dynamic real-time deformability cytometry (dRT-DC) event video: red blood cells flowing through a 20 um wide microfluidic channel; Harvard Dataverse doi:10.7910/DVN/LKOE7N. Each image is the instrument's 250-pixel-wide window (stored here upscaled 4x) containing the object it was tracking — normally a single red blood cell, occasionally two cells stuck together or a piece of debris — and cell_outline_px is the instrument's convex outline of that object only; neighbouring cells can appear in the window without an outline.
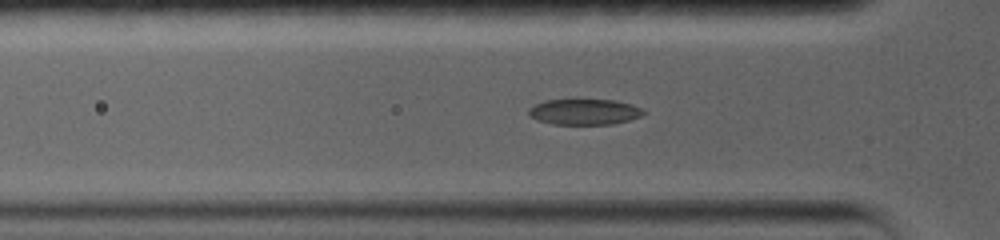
{"species": "common noctule bat (a hibernating species)", "species_latin": "Nyctalus noctula", "temperature_condition": "warm", "stored_images_in_passage": 16, "camera_frame_rate_fps": 5000, "um_per_image_px": 0.085, "animal": {"sex": "female", "body_mass_g": 19.0, "forearm_length_mm": 56.7}, "frame": {"image": 1, "passage_image": 6, "time_ms": 2.8, "image_size_px": [1000, 240], "cell_outline_px": [[648, 112], [640, 116], [628, 120], [612, 124], [552, 124], [536, 120], [528, 116], [528, 108], [544, 100], [616, 100], [632, 104]], "centroid_in_image_um": [49.65, 9.51], "position_along_channel_um": 76.2, "area_um2": 17.28}}
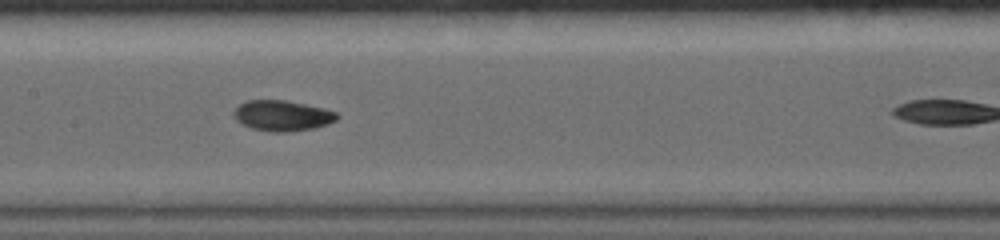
{"frame": {"image": 2, "passage_image": 11, "time_ms": 5.8, "image_size_px": [1000, 240], "cell_outline_px": [[340, 116], [336, 120], [328, 124], [316, 128], [288, 132], [268, 132], [252, 128], [240, 124], [232, 116], [232, 112], [240, 104], [248, 100], [284, 100], [324, 108], [336, 112]], "centroid_in_image_um": [23.98, 9.84], "position_along_channel_um": 183.4, "area_um2": 18.61}}
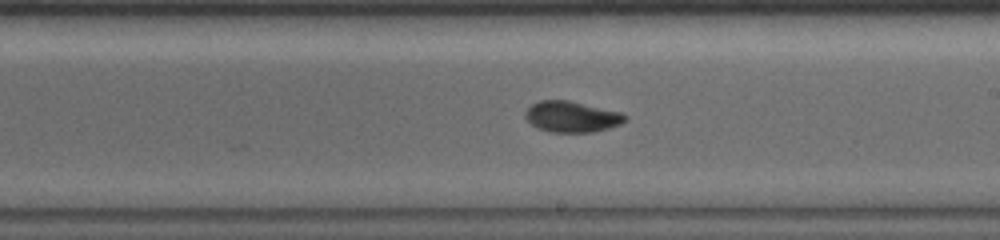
{"frame": {"image": 3, "passage_image": 14, "time_ms": 7.4, "image_size_px": [1000, 240], "cell_outline_px": [[628, 120], [620, 124], [608, 128], [592, 132], [552, 132], [536, 128], [524, 116], [524, 112], [532, 104], [540, 100], [568, 100], [620, 112], [628, 116]], "centroid_in_image_um": [48.6, 9.92], "position_along_channel_um": 240.4, "area_um2": 17.98}}